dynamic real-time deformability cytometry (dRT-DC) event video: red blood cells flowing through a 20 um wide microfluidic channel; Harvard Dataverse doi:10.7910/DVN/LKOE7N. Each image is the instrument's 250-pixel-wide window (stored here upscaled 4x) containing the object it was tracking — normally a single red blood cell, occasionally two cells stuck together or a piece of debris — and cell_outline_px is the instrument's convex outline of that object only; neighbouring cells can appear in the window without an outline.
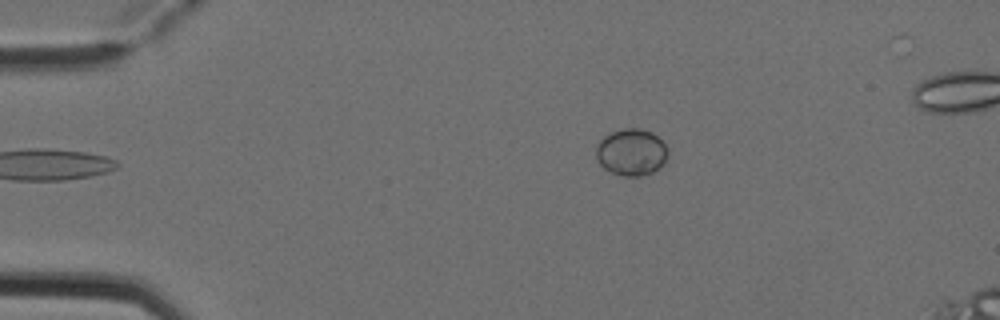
{"species": "Egyptian fruit bat (a non-hibernating species)", "species_latin": "Rousettus aegyptiacus", "temperature_condition": "cold", "stored_images_in_passage": 5, "camera_frame_rate_fps": 3000, "um_per_image_px": 0.085, "animal": {"sex": "female"}, "frame": {"image": 1, "passage_image": 5, "time_ms": 1.333, "image_size_px": [1000, 320], "cell_outline_px": [[668, 156], [664, 164], [652, 172], [640, 176], [620, 176], [604, 168], [596, 160], [596, 148], [600, 140], [604, 136], [612, 132], [624, 128], [640, 128], [652, 132], [664, 144], [668, 152]], "centroid_in_image_um": [53.66, 12.94], "position_along_channel_um": 31.3, "area_um2": 19.59}}